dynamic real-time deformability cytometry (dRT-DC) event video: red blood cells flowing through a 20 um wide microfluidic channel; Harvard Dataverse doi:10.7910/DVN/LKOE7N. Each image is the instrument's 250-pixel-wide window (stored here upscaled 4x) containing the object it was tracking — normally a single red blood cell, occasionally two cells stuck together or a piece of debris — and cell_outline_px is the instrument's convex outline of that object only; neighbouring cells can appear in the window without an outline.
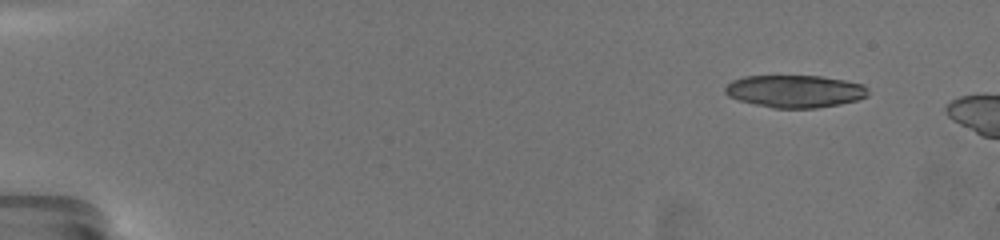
{"species": "common noctule bat (a hibernating species)", "species_latin": "Nyctalus noctula", "temperature_condition": "warm", "stored_images_in_passage": 7, "camera_frame_rate_fps": 3000, "um_per_image_px": 0.085, "animal": {"sex": "female", "body_mass_g": 19.5, "forearm_length_mm": 54.1}, "frame": {"image": 1, "passage_image": 1, "time_ms": 0.0, "image_size_px": [1000, 240], "cell_outline_px": [[868, 96], [856, 100], [840, 104], [816, 108], [772, 108], [740, 100], [728, 96], [724, 92], [724, 88], [732, 80], [744, 76], [820, 76], [844, 80], [864, 84], [868, 88]], "centroid_in_image_um": [67.58, 7.75], "position_along_channel_um": 17.4, "area_um2": 27.05}}